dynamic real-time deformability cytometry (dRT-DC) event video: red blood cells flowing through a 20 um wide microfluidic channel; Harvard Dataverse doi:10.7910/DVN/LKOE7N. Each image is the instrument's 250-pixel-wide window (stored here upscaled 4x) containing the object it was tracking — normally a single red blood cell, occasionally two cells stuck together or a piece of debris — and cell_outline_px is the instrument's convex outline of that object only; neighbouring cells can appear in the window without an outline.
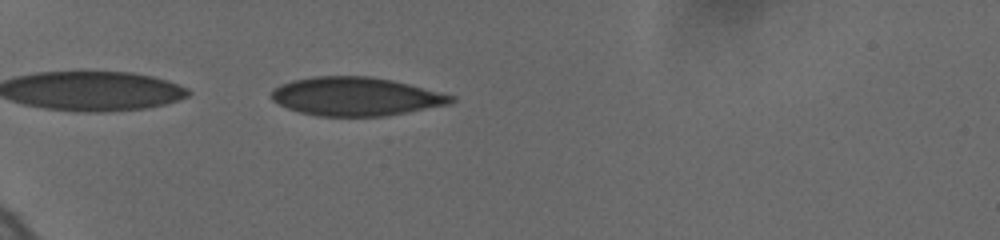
{"species": "human", "species_latin": "Homo sapiens", "temperature_condition": "cold", "stored_images_in_passage": 5, "camera_frame_rate_fps": 3000, "um_per_image_px": 0.085, "donor": {"sex": "female"}, "frame": {"image": 1, "passage_image": 3, "time_ms": 0.667, "image_size_px": [1000, 240], "cell_outline_px": [[456, 100], [448, 104], [384, 116], [316, 116], [300, 112], [288, 108], [272, 100], [272, 88], [280, 84], [292, 80], [312, 76], [372, 76], [392, 80], [456, 96]], "centroid_in_image_um": [30.21, 8.19], "position_along_channel_um": 54.8, "area_um2": 40.23}}